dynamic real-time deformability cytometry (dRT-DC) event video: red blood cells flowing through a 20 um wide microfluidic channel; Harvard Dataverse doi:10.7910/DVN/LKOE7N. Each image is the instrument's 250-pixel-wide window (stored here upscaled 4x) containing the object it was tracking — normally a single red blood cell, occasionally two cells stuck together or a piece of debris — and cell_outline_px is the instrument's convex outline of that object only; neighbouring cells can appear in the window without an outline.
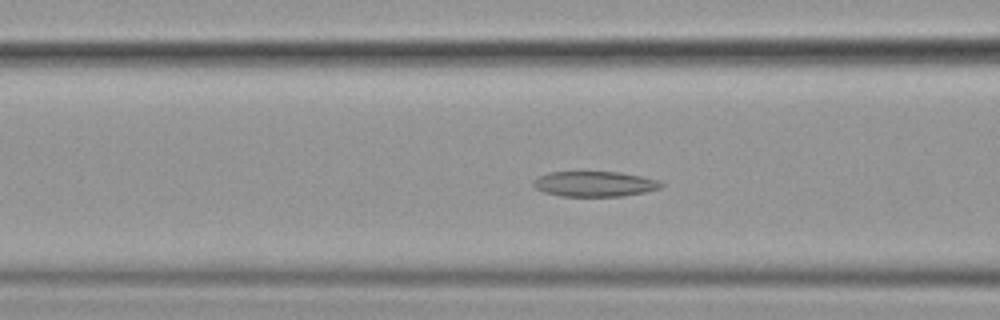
{"species": "common noctule bat (a hibernating species)", "species_latin": "Nyctalus noctula", "temperature_condition": "cold", "stored_images_in_passage": 58, "camera_frame_rate_fps": 3000, "um_per_image_px": 0.085, "animal": {"sex": "female", "body_mass_g": 19.9}, "frame": {"image": 1, "passage_image": 24, "time_ms": 7.667, "image_size_px": [1000, 320], "cell_outline_px": [[664, 184], [660, 188], [644, 192], [624, 196], [560, 196], [544, 192], [536, 188], [532, 184], [532, 180], [548, 172], [620, 172], [660, 180]], "centroid_in_image_um": [50.54, 15.63], "position_along_channel_um": 116.1, "area_um2": 18.84}}
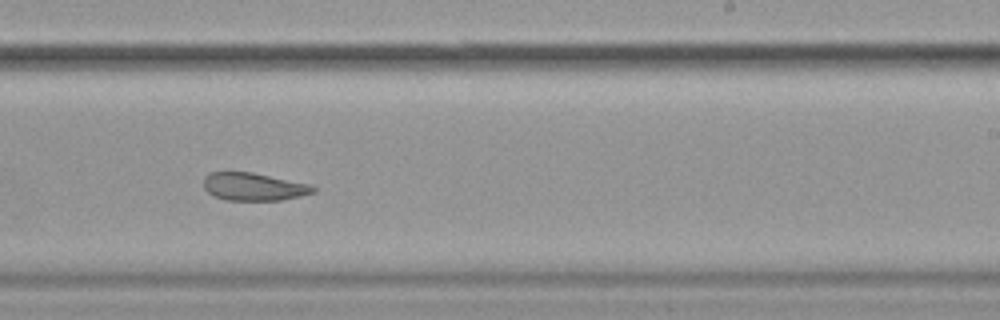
{"frame": {"image": 2, "passage_image": 37, "time_ms": 12.0, "image_size_px": [1000, 320], "cell_outline_px": [[316, 192], [284, 200], [224, 200], [212, 196], [204, 188], [204, 176], [212, 172], [252, 172], [312, 184], [316, 188]], "centroid_in_image_um": [21.59, 15.87], "position_along_channel_um": 267.4, "area_um2": 17.98}}
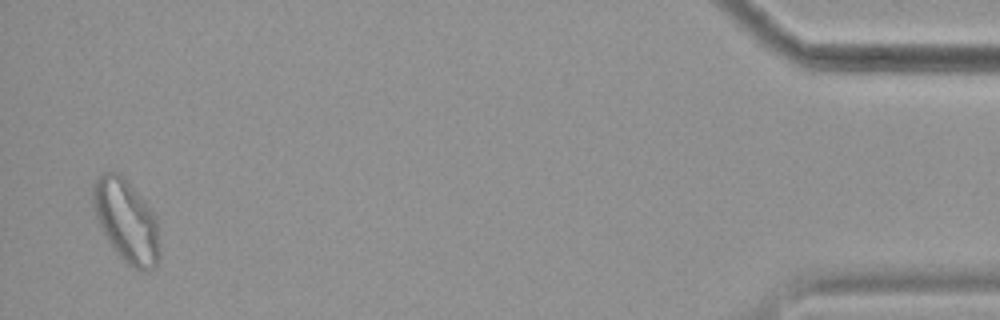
{"frame": {"image": 3, "passage_image": 57, "time_ms": 18.667, "image_size_px": [1000, 320], "cell_outline_px": [[160, 256], [156, 264], [152, 268], [144, 272], [132, 268], [112, 248], [104, 236], [100, 228], [92, 204], [92, 188], [96, 176], [104, 172], [116, 172], [124, 176], [128, 180], [156, 216], [160, 252]], "centroid_in_image_um": [10.72, 18.77], "position_along_channel_um": 424.5, "area_um2": 32.43}, "authors_computed_cell_mechanics": {"area_um2": 21.2704, "velocity_mm_per_s": 3.5071, "shape_relaxation_time_tau1_ms": null, "shape_relaxation_time_tau2_ms": 5.461, "deformation_change_tau1": null, "deformation_change_tau2": 0.1143}}